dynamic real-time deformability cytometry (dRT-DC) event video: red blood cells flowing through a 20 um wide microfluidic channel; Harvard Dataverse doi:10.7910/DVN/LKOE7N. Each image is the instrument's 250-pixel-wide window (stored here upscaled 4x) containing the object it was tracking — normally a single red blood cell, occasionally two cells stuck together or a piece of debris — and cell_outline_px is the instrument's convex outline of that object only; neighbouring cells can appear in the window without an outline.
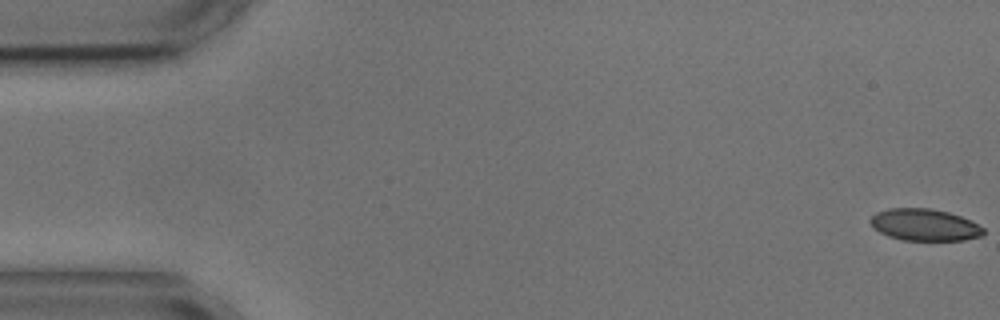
{"species": "common noctule bat (a hibernating species)", "species_latin": "Nyctalus noctula", "temperature_condition": "cold", "stored_images_in_passage": 5, "camera_frame_rate_fps": 3000, "um_per_image_px": 0.085, "animal": {"sex": "male", "body_mass_g": 17.9, "forearm_length_mm": 54.2}, "frame": {"image": 1, "passage_image": 1, "time_ms": 0.0, "image_size_px": [1000, 320], "cell_outline_px": [[984, 232], [980, 236], [964, 240], [900, 240], [888, 236], [872, 228], [868, 220], [876, 212], [888, 208], [932, 208], [948, 212], [960, 216], [984, 228]], "centroid_in_image_um": [78.52, 19.11], "position_along_channel_um": 6.5, "area_um2": 21.04}}
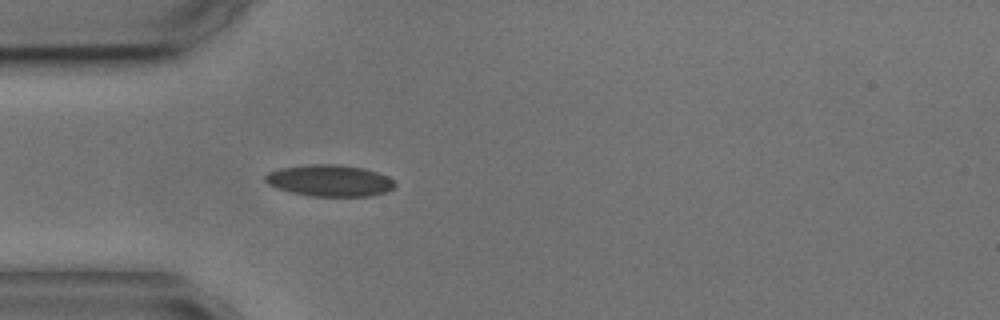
{"frame": {"image": 2, "passage_image": 5, "time_ms": 5.0, "image_size_px": [1000, 320], "cell_outline_px": [[396, 188], [384, 192], [368, 196], [312, 196], [292, 192], [268, 184], [264, 180], [264, 176], [268, 172], [280, 168], [300, 164], [336, 164], [364, 168], [388, 176], [396, 180]], "centroid_in_image_um": [28.04, 15.33], "position_along_channel_um": 57.0, "area_um2": 23.99}}